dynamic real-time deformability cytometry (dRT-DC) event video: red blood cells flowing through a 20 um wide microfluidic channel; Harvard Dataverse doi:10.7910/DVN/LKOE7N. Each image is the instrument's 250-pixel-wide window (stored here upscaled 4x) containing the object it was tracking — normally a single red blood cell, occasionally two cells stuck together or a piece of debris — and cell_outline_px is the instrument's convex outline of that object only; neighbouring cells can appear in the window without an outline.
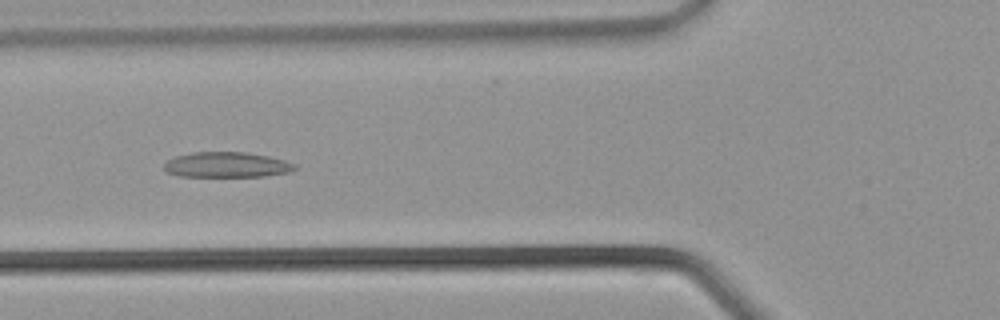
{"species": "common noctule bat (a hibernating species)", "species_latin": "Nyctalus noctula", "temperature_condition": "warm", "stored_images_in_passage": 26, "camera_frame_rate_fps": 3000, "um_per_image_px": 0.085, "animal": {"sex": "male", "body_mass_g": 21.5, "forearm_length_mm": 52.0}, "frame": {"image": 1, "passage_image": 6, "time_ms": 1.667, "image_size_px": [1000, 320], "cell_outline_px": [[300, 168], [288, 172], [264, 176], [180, 176], [168, 172], [164, 168], [164, 164], [168, 160], [176, 156], [192, 152], [244, 152], [268, 156], [284, 160], [296, 164]], "centroid_in_image_um": [19.3, 14.0], "position_along_channel_um": 106.5, "area_um2": 19.19}}
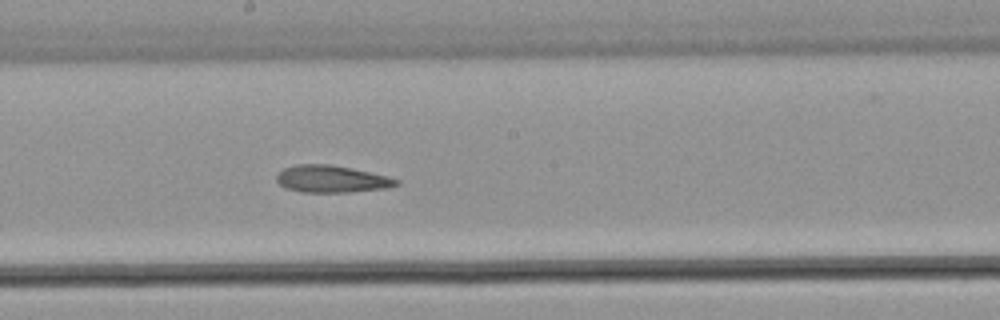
{"frame": {"image": 2, "passage_image": 12, "time_ms": 3.667, "image_size_px": [1000, 320], "cell_outline_px": [[400, 184], [388, 188], [348, 192], [300, 192], [284, 188], [276, 180], [276, 176], [284, 168], [296, 164], [328, 164], [352, 168], [388, 176], [400, 180]], "centroid_in_image_um": [28.19, 15.22], "position_along_channel_um": 220.0, "area_um2": 19.02}}
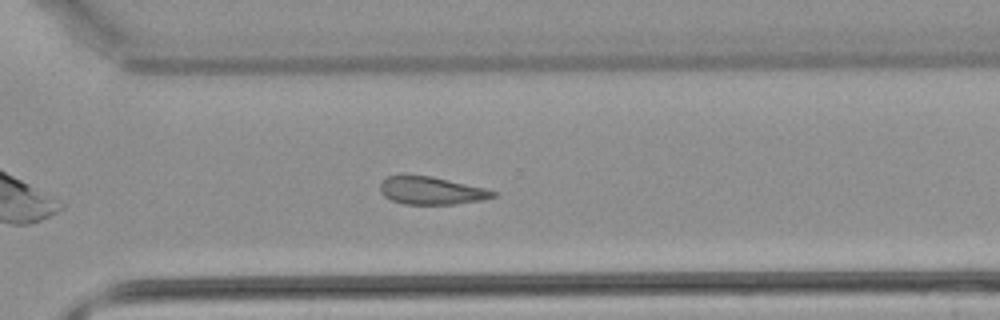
{"frame": {"image": 3, "passage_image": 18, "time_ms": 5.667, "image_size_px": [1000, 320], "cell_outline_px": [[496, 196], [484, 200], [456, 204], [404, 204], [392, 200], [384, 196], [380, 192], [380, 184], [388, 176], [404, 172], [432, 176], [484, 188], [496, 192]], "centroid_in_image_um": [36.61, 16.17], "position_along_channel_um": 334.0, "area_um2": 18.67}}